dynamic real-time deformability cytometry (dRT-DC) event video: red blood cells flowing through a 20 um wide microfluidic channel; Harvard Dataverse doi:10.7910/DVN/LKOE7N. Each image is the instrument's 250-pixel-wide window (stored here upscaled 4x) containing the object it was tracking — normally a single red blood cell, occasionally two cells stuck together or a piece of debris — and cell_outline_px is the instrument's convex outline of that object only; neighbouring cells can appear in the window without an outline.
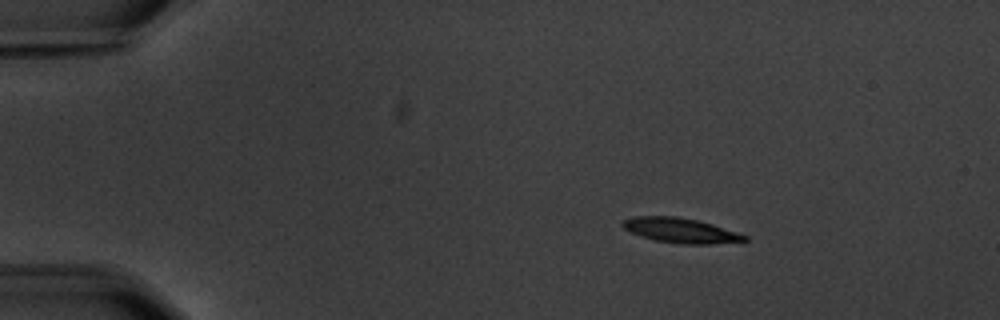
{"species": "common noctule bat (a hibernating species)", "species_latin": "Nyctalus noctula", "temperature_condition": "warm", "stored_images_in_passage": 7, "camera_frame_rate_fps": 3000, "um_per_image_px": 0.085, "animal": {"sex": "male", "body_mass_g": 20.1, "forearm_length_mm": 53.5}, "frame": {"image": 1, "passage_image": 2, "time_ms": 2.0, "image_size_px": [1000, 320], "cell_outline_px": [[748, 240], [712, 244], [680, 244], [656, 240], [632, 232], [624, 228], [620, 224], [624, 220], [636, 216], [676, 216], [696, 220], [712, 224], [748, 236]], "centroid_in_image_um": [57.86, 19.58], "position_along_channel_um": 27.1, "area_um2": 17.34}}
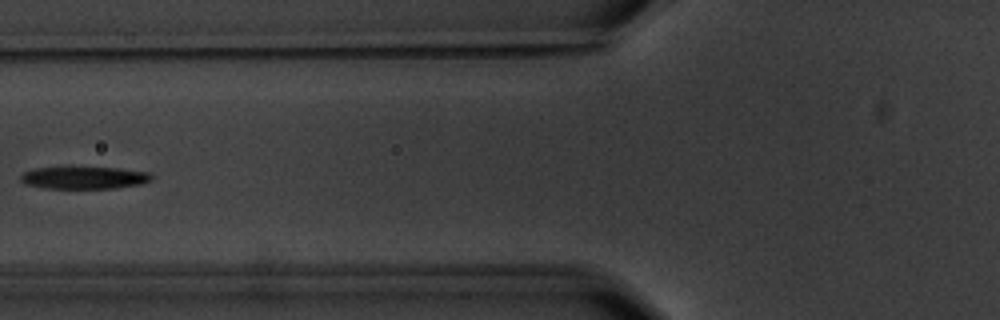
{"frame": {"image": 2, "passage_image": 6, "time_ms": 6.667, "image_size_px": [1000, 320], "cell_outline_px": [[152, 180], [140, 184], [116, 188], [44, 188], [24, 184], [20, 180], [20, 176], [24, 172], [32, 168], [116, 168], [148, 172], [152, 176]], "centroid_in_image_um": [7.12, 15.12], "position_along_channel_um": 118.7, "area_um2": 16.82}}
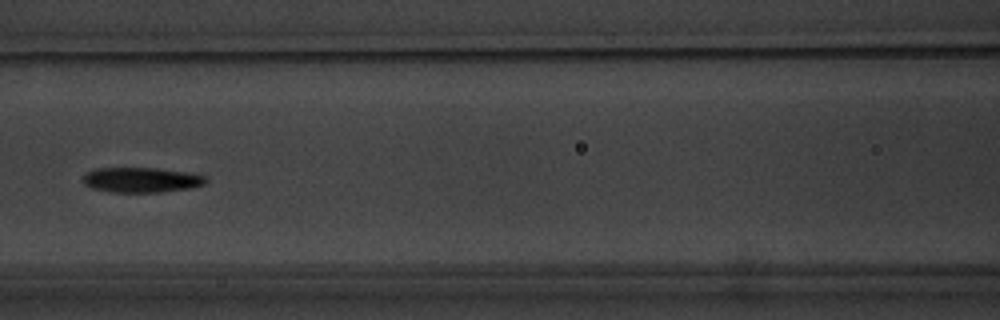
{"frame": {"image": 3, "passage_image": 7, "time_ms": 7.667, "image_size_px": [1000, 320], "cell_outline_px": [[208, 180], [204, 184], [192, 188], [160, 192], [108, 192], [92, 188], [84, 184], [84, 176], [88, 172], [96, 168], [156, 168], [188, 172], [208, 176]], "centroid_in_image_um": [12.06, 15.29], "position_along_channel_um": 154.5, "area_um2": 18.03}}